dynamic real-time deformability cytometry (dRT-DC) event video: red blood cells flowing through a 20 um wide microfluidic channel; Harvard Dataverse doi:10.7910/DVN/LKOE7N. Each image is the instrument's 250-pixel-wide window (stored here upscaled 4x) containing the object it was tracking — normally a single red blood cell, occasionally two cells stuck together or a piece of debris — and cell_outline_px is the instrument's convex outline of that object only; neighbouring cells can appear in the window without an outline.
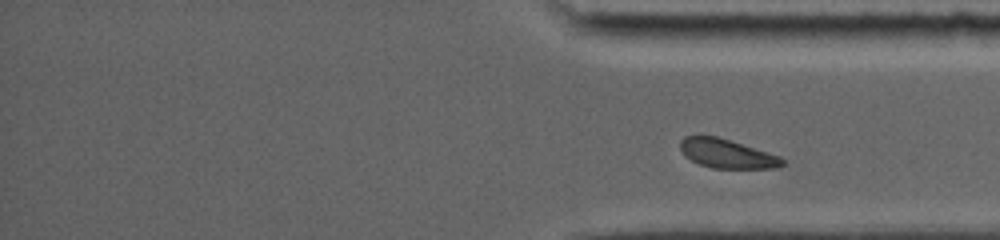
{"species": "common noctule bat (a hibernating species)", "species_latin": "Nyctalus noctula", "temperature_condition": "room temperature", "stored_images_in_passage": 28, "segment_of_instrument_passage": [2, 2], "camera_frame_rate_fps": 5000, "um_per_image_px": 0.085, "animal": {"sex": "female", "body_mass_g": 19.0, "forearm_length_mm": 56.7}, "frame": {"image": 1, "passage_image": 28, "time_ms": 17.0, "image_size_px": [1000, 240], "cell_outline_px": [[784, 164], [780, 168], [712, 168], [700, 164], [684, 156], [680, 148], [680, 140], [684, 136], [716, 136], [768, 152], [780, 156], [784, 160]], "centroid_in_image_um": [61.79, 13.06], "position_along_channel_um": 373.4, "area_um2": 17.17}}